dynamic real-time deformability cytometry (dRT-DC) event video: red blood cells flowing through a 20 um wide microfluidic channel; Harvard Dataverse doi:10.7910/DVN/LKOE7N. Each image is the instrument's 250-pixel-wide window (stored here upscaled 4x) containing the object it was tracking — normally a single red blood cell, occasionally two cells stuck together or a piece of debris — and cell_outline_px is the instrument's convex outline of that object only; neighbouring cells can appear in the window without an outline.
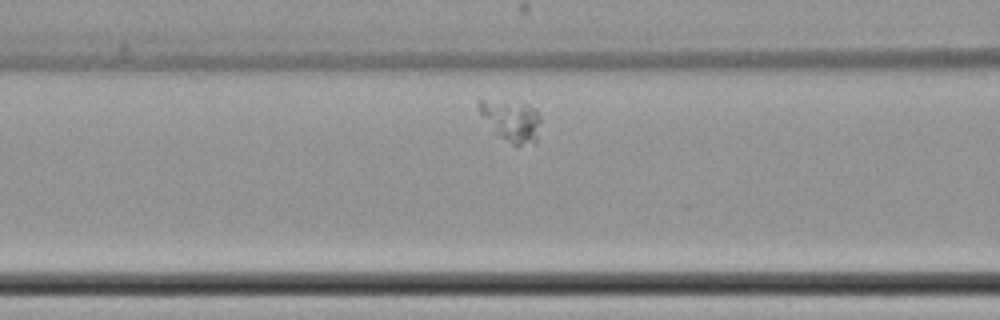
{"species": "common noctule bat (a hibernating species)", "species_latin": "Nyctalus noctula", "temperature_condition": "cold", "stored_images_in_passage": 35, "camera_frame_rate_fps": 3000, "um_per_image_px": 0.085, "animal": {"sex": "female", "body_mass_g": 22.7, "forearm_length_mm": 54.2}, "frame": {"image": 1, "passage_image": 8, "time_ms": 2.333, "image_size_px": [1000, 320], "cell_outline_px": [[540, 120], [536, 144], [512, 144], [496, 132], [480, 112], [476, 104], [480, 96], [528, 104], [536, 108], [540, 116]], "centroid_in_image_um": [43.46, 10.16], "position_along_channel_um": 123.1, "area_um2": 15.03}}
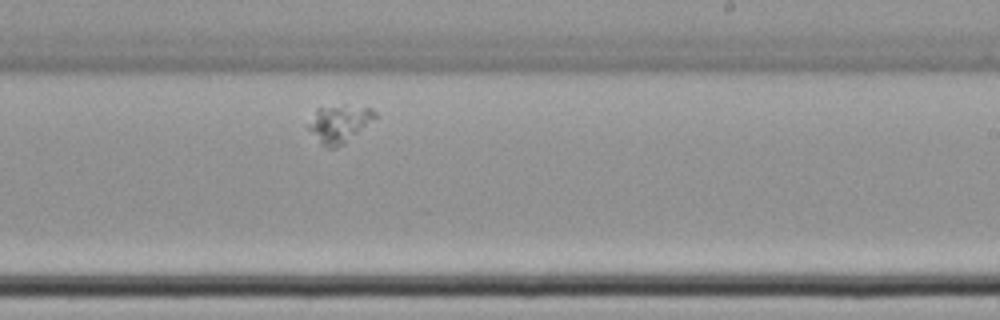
{"frame": {"image": 2, "passage_image": 21, "time_ms": 6.667, "image_size_px": [1000, 320], "cell_outline_px": [[376, 116], [344, 144], [336, 148], [328, 148], [320, 144], [308, 128], [316, 108], [344, 104], [372, 108], [376, 112]], "centroid_in_image_um": [28.82, 10.5], "position_along_channel_um": 260.2, "area_um2": 14.39}}
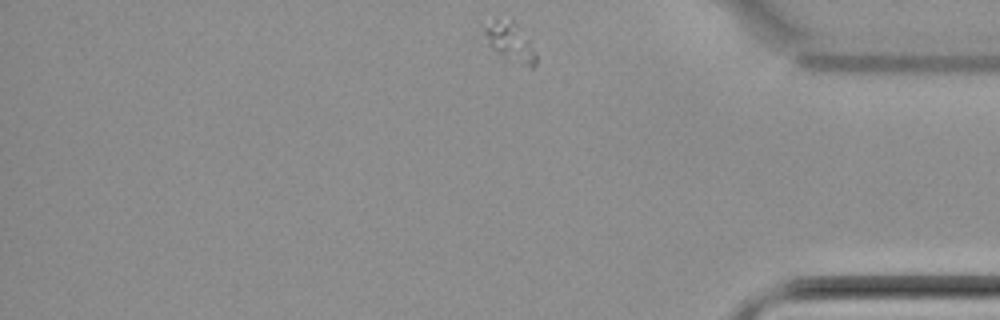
{"frame": {"image": 3, "passage_image": 35, "time_ms": 11.333, "image_size_px": [1000, 320], "cell_outline_px": [[536, 64], [532, 68], [504, 60], [488, 44], [484, 36], [484, 28], [496, 20], [512, 16], [536, 52]], "centroid_in_image_um": [43.38, 3.59], "position_along_channel_um": 391.8, "area_um2": 11.96}}